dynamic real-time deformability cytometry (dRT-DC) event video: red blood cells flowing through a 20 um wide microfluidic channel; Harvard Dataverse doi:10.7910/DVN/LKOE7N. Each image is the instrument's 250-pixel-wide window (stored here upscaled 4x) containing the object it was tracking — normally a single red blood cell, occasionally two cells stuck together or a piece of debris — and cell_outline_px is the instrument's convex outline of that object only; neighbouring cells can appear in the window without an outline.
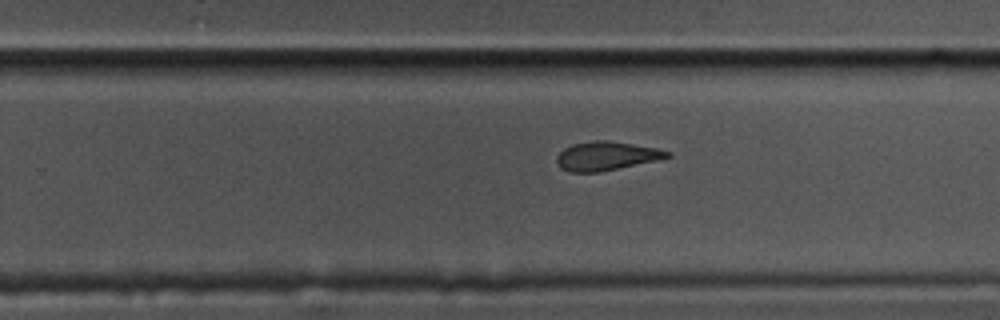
{"species": "common noctule bat (a hibernating species)", "species_latin": "Nyctalus noctula", "temperature_condition": "cold", "stored_images_in_passage": 41, "camera_frame_rate_fps": 3000, "um_per_image_px": 0.085, "animal": {"sex": "male", "body_mass_g": 17.5, "forearm_length_mm": 52.3}, "frame": {"image": 1, "passage_image": 30, "time_ms": 9.667, "image_size_px": [1000, 320], "cell_outline_px": [[672, 156], [656, 160], [600, 172], [568, 172], [560, 168], [556, 164], [556, 156], [564, 148], [572, 144], [592, 140], [608, 140], [656, 148], [672, 152]], "centroid_in_image_um": [51.49, 13.26], "position_along_channel_um": 278.3, "area_um2": 18.61}}
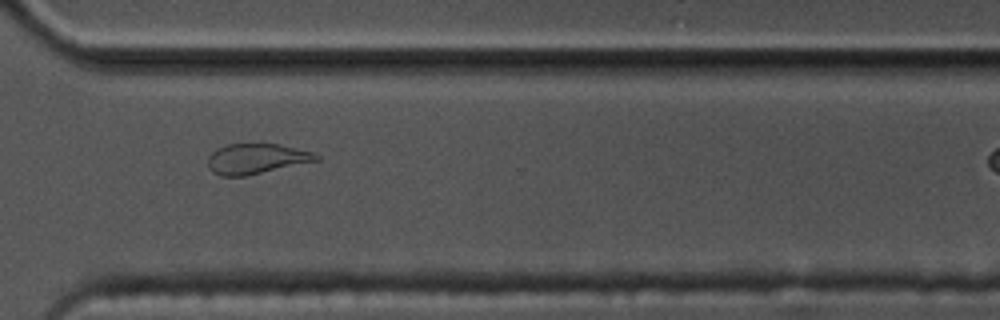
{"frame": {"image": 2, "passage_image": 36, "time_ms": 11.667, "image_size_px": [1000, 320], "cell_outline_px": [[320, 160], [244, 176], [220, 176], [212, 172], [208, 168], [208, 156], [216, 148], [228, 144], [280, 144], [316, 152], [320, 156]], "centroid_in_image_um": [21.8, 13.49], "position_along_channel_um": 348.8, "area_um2": 19.25}}
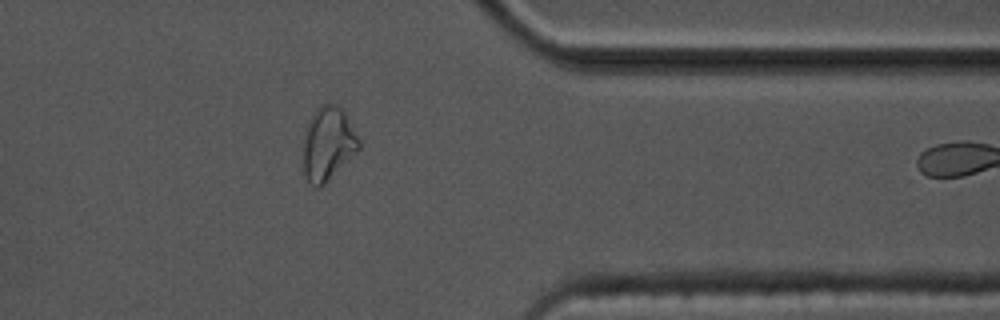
{"frame": {"image": 3, "passage_image": 40, "time_ms": 13.0, "image_size_px": [1000, 320], "cell_outline_px": [[360, 148], [320, 188], [316, 188], [308, 184], [304, 176], [304, 132], [308, 120], [316, 108], [320, 104], [336, 104], [344, 108], [360, 140]], "centroid_in_image_um": [27.87, 12.19], "position_along_channel_um": 383.5, "area_um2": 24.16}}